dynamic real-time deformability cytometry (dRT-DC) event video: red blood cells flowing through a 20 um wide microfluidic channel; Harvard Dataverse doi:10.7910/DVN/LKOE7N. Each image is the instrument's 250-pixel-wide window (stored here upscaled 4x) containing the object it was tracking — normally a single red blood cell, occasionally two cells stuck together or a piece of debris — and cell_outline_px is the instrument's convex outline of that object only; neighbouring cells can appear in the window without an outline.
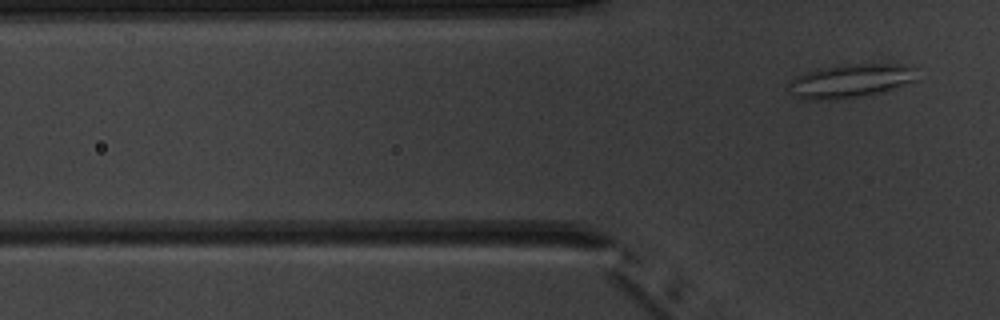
{"species": "common noctule bat (a hibernating species)", "species_latin": "Nyctalus noctula", "temperature_condition": "warm", "stored_images_in_passage": 4, "segment_of_instrument_passage": [2, 2], "camera_frame_rate_fps": 3000, "um_per_image_px": 0.085, "animal": {"sex": "male", "body_mass_g": 20.1, "forearm_length_mm": 53.5}, "frame": {"image": 1, "passage_image": 4, "time_ms": 3.333, "image_size_px": [1000, 320], "cell_outline_px": [[916, 80], [884, 92], [864, 96], [828, 100], [812, 100], [796, 96], [788, 88], [788, 80], [796, 76], [816, 68], [852, 64], [896, 64], [916, 68]], "centroid_in_image_um": [72.27, 6.88], "position_along_channel_um": 53.5, "area_um2": 25.2}}